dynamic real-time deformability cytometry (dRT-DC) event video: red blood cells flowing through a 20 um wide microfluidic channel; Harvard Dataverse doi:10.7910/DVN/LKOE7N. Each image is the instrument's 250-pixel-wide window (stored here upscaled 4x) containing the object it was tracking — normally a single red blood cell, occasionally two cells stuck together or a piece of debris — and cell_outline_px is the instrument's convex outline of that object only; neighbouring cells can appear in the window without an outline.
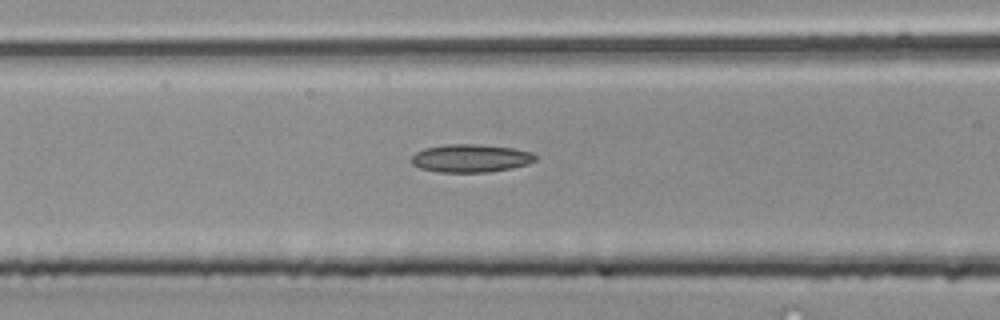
{"species": "common noctule bat (a hibernating species)", "species_latin": "Nyctalus noctula", "temperature_condition": "room temperature", "stored_images_in_passage": 34, "camera_frame_rate_fps": 3000, "um_per_image_px": 0.085, "animal": {"sex": "male", "body_mass_g": 20.4}, "frame": {"image": 1, "passage_image": 12, "time_ms": 3.667, "image_size_px": [1000, 320], "cell_outline_px": [[536, 160], [528, 164], [512, 168], [488, 172], [436, 172], [420, 168], [412, 164], [412, 156], [416, 152], [424, 148], [448, 144], [476, 144], [512, 148], [532, 152], [536, 156]], "centroid_in_image_um": [40.01, 13.45], "position_along_channel_um": 126.6, "area_um2": 20.23}}
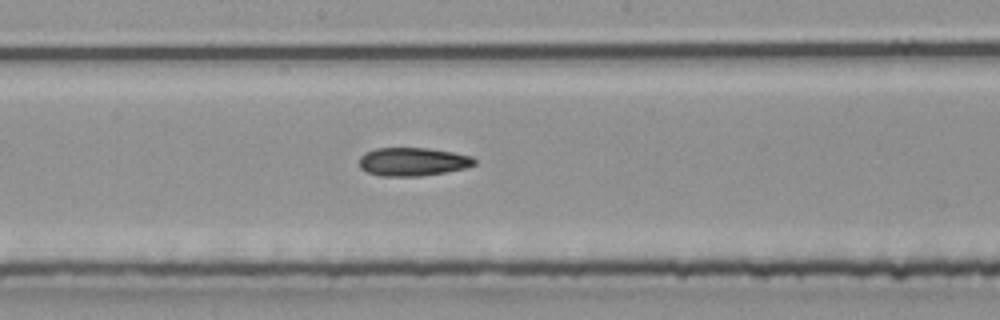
{"frame": {"image": 2, "passage_image": 18, "time_ms": 5.667, "image_size_px": [1000, 320], "cell_outline_px": [[476, 164], [468, 168], [420, 176], [380, 176], [368, 172], [360, 168], [360, 156], [364, 152], [376, 148], [428, 148], [452, 152], [472, 156], [476, 160]], "centroid_in_image_um": [35.1, 13.74], "position_along_channel_um": 213.1, "area_um2": 19.13}}
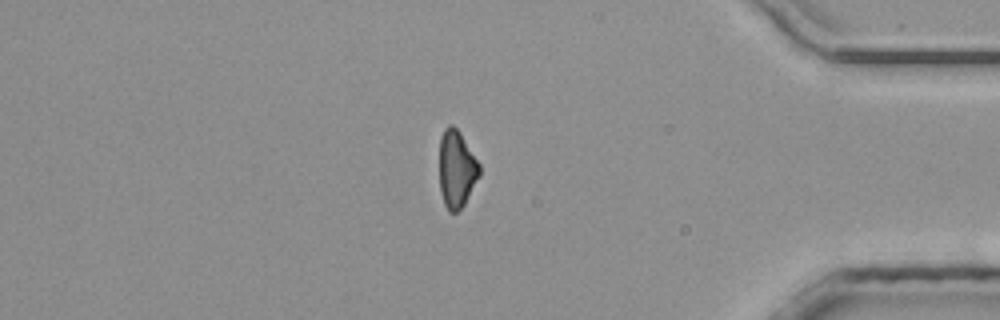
{"frame": {"image": 3, "passage_image": 33, "time_ms": 10.667, "image_size_px": [1000, 320], "cell_outline_px": [[480, 176], [464, 204], [456, 212], [448, 212], [444, 204], [440, 192], [440, 136], [444, 128], [448, 124], [452, 124], [460, 132], [480, 164]], "centroid_in_image_um": [38.81, 14.36], "position_along_channel_um": 396.4, "area_um2": 18.15}}